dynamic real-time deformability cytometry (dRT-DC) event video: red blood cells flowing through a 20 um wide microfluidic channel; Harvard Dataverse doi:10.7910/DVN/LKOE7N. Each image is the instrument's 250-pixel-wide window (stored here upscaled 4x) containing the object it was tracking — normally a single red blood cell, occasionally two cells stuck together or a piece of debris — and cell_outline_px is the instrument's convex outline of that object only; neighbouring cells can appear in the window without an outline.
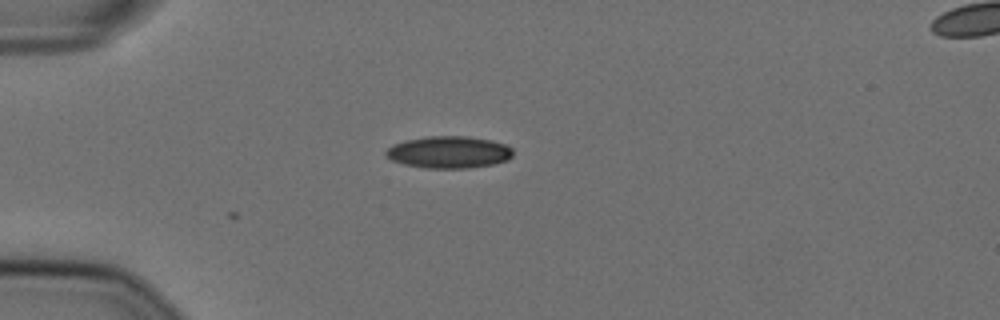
{"species": "Egyptian fruit bat (a non-hibernating species)", "species_latin": "Rousettus aegyptiacus", "temperature_condition": "cold", "stored_images_in_passage": 2, "camera_frame_rate_fps": 3000, "um_per_image_px": 0.085, "animal": {"sex": "female"}, "frame": {"image": 1, "passage_image": 2, "time_ms": 0.333, "image_size_px": [1000, 320], "cell_outline_px": [[512, 156], [508, 160], [492, 164], [468, 168], [428, 168], [404, 164], [392, 160], [384, 156], [384, 152], [392, 144], [404, 140], [428, 136], [468, 136], [492, 140], [504, 144], [512, 148]], "centroid_in_image_um": [38.13, 12.92], "position_along_channel_um": 46.9, "area_um2": 23.81}}